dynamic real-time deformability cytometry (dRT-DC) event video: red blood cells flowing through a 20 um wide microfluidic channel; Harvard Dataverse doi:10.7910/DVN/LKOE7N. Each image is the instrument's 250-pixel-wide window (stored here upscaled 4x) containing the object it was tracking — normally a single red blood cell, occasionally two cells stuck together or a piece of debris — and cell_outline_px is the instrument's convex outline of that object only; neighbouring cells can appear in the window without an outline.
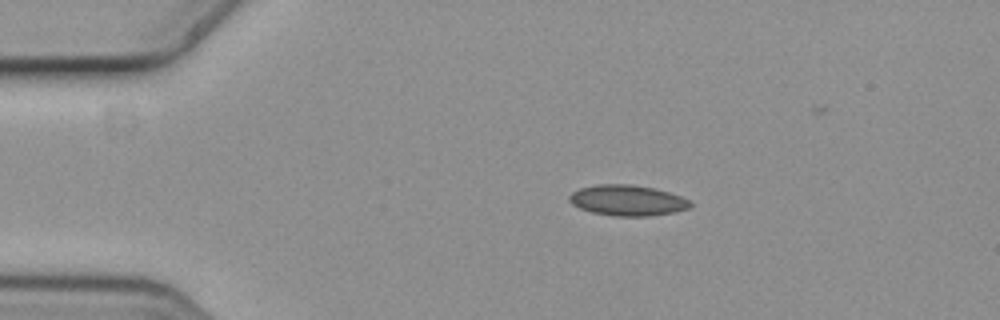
{"species": "common noctule bat (a hibernating species)", "species_latin": "Nyctalus noctula", "temperature_condition": "cold", "stored_images_in_passage": 4, "camera_frame_rate_fps": 3000, "um_per_image_px": 0.085, "animal": {"sex": "female", "body_mass_g": 19.3, "forearm_length_mm": 54.1}, "frame": {"image": 1, "passage_image": 1, "time_ms": 0.0, "image_size_px": [1000, 320], "cell_outline_px": [[692, 204], [688, 208], [676, 212], [648, 216], [612, 216], [592, 212], [580, 208], [572, 204], [568, 200], [568, 196], [572, 192], [580, 188], [596, 184], [632, 184], [652, 188], [668, 192], [680, 196], [688, 200]], "centroid_in_image_um": [53.3, 17.03], "position_along_channel_um": 31.7, "area_um2": 21.62}}
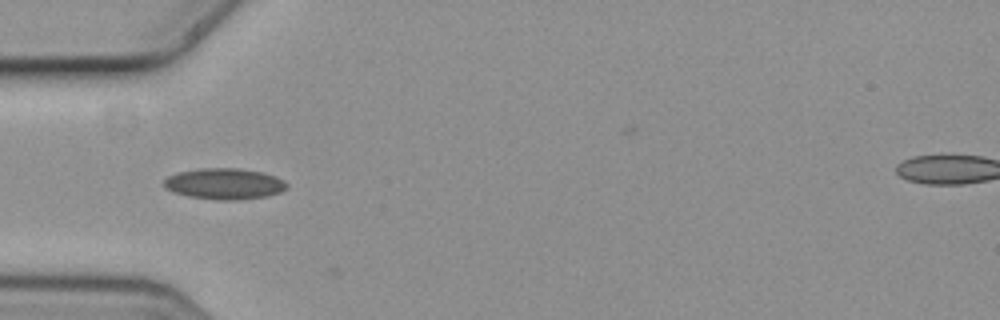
{"frame": {"image": 2, "passage_image": 3, "time_ms": 0.667, "image_size_px": [1000, 320], "cell_outline_px": [[288, 188], [280, 192], [268, 196], [240, 200], [216, 200], [188, 196], [172, 192], [164, 188], [164, 180], [168, 176], [180, 172], [200, 168], [240, 168], [264, 172], [276, 176], [284, 180], [288, 184]], "centroid_in_image_um": [19.11, 15.62], "position_along_channel_um": 65.9, "area_um2": 22.54}}
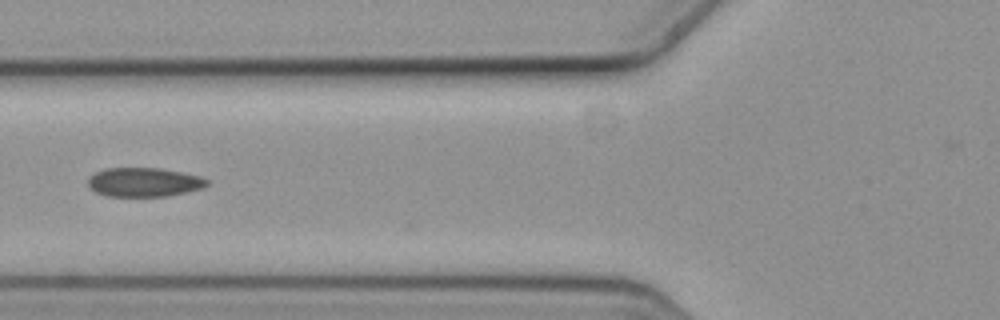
{"frame": {"image": 3, "passage_image": 4, "time_ms": 1.0, "image_size_px": [1000, 320], "cell_outline_px": [[208, 184], [204, 188], [188, 192], [168, 196], [104, 196], [88, 188], [88, 180], [96, 172], [108, 168], [160, 168], [200, 176], [208, 180]], "centroid_in_image_um": [12.25, 15.49], "position_along_channel_um": 113.5, "area_um2": 20.17}}